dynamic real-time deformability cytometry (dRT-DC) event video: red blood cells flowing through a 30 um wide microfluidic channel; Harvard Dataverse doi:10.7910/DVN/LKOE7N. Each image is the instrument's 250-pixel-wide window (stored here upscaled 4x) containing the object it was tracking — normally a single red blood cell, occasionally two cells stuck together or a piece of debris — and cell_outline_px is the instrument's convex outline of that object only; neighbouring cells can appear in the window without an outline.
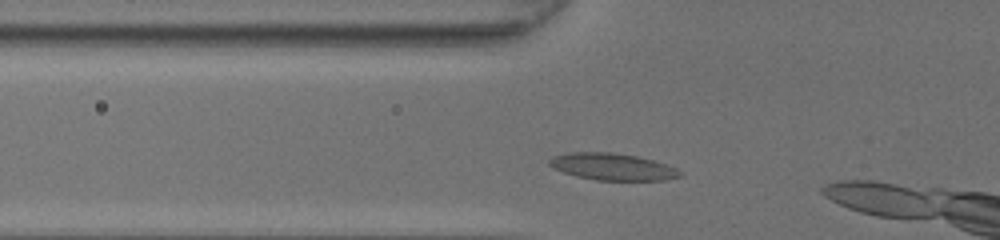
{"species": "common noctule bat (a hibernating species)", "species_latin": "Nyctalus noctula", "temperature_condition": "room temperature", "stored_images_in_passage": 29, "camera_frame_rate_fps": 3000, "um_per_image_px": 0.085, "animal": {"sex": "female", "body_mass_g": 20.0, "forearm_length_mm": 54.0}, "frame": {"image": 1, "passage_image": 4, "time_ms": 1.0, "image_size_px": [1000, 240], "cell_outline_px": [[684, 176], [664, 180], [596, 180], [576, 176], [552, 168], [548, 164], [548, 160], [552, 156], [568, 152], [612, 152], [636, 156], [652, 160], [676, 168], [684, 172]], "centroid_in_image_um": [52.05, 14.17], "position_along_channel_um": 73.7, "area_um2": 20.58}}
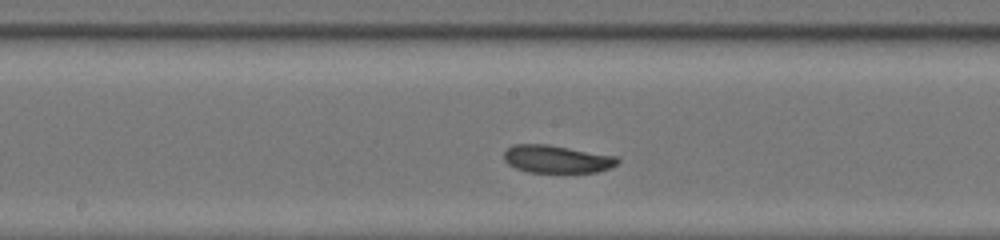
{"frame": {"image": 2, "passage_image": 13, "time_ms": 4.0, "image_size_px": [1000, 240], "cell_outline_px": [[620, 160], [612, 168], [600, 172], [528, 172], [516, 168], [508, 164], [504, 160], [504, 152], [512, 144], [548, 144], [620, 156]], "centroid_in_image_um": [47.38, 13.51], "position_along_channel_um": 200.8, "area_um2": 18.67}}
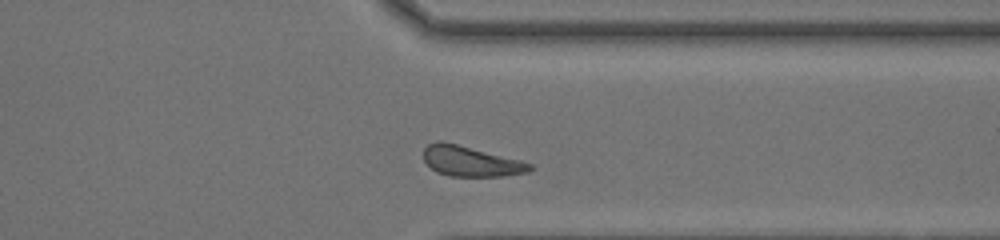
{"frame": {"image": 3, "passage_image": 25, "time_ms": 8.0, "image_size_px": [1000, 240], "cell_outline_px": [[536, 168], [528, 172], [500, 176], [448, 176], [436, 172], [424, 160], [424, 148], [428, 144], [436, 140], [444, 140], [520, 160], [532, 164]], "centroid_in_image_um": [40.01, 13.69], "position_along_channel_um": 371.4, "area_um2": 18.9}}